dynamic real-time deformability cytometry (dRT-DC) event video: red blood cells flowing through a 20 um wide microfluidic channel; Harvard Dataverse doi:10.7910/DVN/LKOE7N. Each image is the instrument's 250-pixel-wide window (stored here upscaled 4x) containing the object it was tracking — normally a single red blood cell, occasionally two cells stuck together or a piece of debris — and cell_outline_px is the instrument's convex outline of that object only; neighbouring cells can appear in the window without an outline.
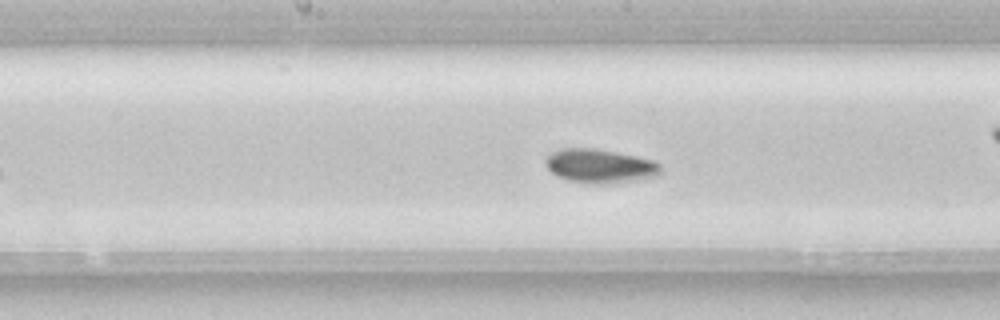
{"species": "common noctule bat (a hibernating species)", "species_latin": "Nyctalus noctula", "temperature_condition": "room temperature", "stored_images_in_passage": 34, "camera_frame_rate_fps": 3000, "um_per_image_px": 0.085, "animal": {"sex": "female", "body_mass_g": 22.7, "forearm_length_mm": 54.2}, "frame": {"image": 1, "passage_image": 20, "time_ms": 6.333, "image_size_px": [1000, 320], "cell_outline_px": [[660, 172], [656, 176], [636, 180], [604, 184], [584, 184], [568, 180], [556, 176], [548, 168], [544, 160], [552, 152], [560, 148], [596, 148], [636, 156], [652, 160], [660, 164]], "centroid_in_image_um": [50.96, 14.11], "position_along_channel_um": 197.2, "area_um2": 22.83}, "authors_computed_cell_mechanics": {"area_um2": 22.1663, "velocity_mm_per_s": 3.8813, "shape_relaxation_time_tau1_ms": 4.0387, "shape_relaxation_time_tau2_ms": null, "deformation_change_tau1": 0.0656, "deformation_change_tau2": null}}